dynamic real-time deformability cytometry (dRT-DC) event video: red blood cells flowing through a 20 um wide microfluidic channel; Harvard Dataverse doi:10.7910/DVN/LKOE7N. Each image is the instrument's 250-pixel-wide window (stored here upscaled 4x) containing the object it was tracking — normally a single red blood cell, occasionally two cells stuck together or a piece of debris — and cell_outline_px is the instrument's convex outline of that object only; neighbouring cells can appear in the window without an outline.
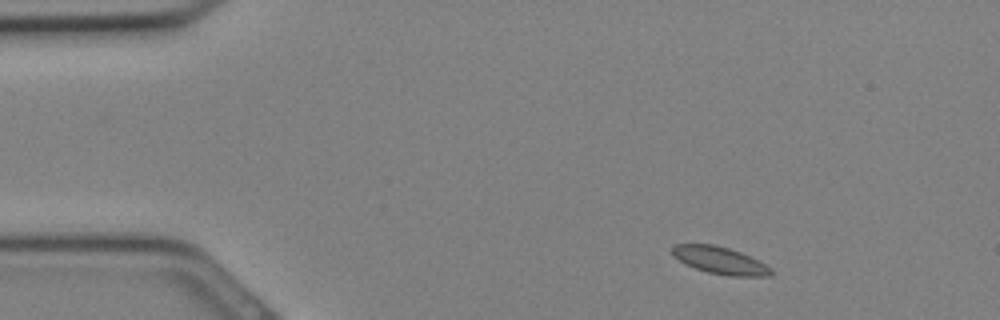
{"species": "Egyptian fruit bat (a non-hibernating species)", "species_latin": "Rousettus aegyptiacus", "temperature_condition": "cold", "stored_images_in_passage": 13, "camera_frame_rate_fps": 3000, "um_per_image_px": 0.085, "animal": {"sex": "female"}, "frame": {"image": 1, "passage_image": 2, "time_ms": 0.333, "image_size_px": [1000, 320], "cell_outline_px": [[772, 276], [728, 276], [708, 272], [696, 268], [680, 260], [672, 252], [672, 244], [712, 244], [728, 248], [740, 252], [772, 268]], "centroid_in_image_um": [61.22, 22.13], "position_along_channel_um": 23.8, "area_um2": 15.32}}
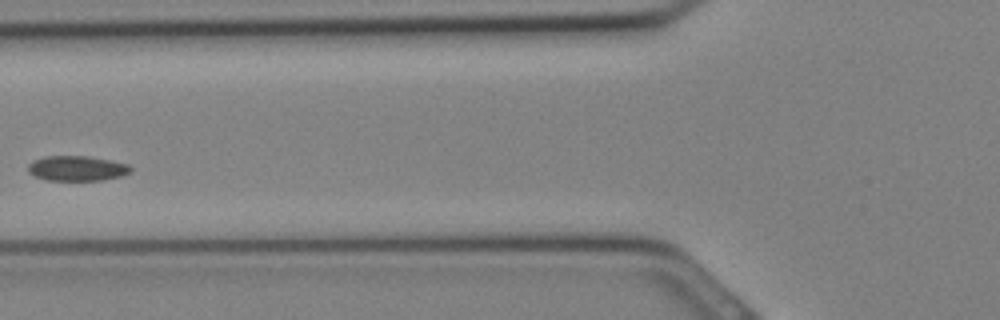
{"frame": {"image": 2, "passage_image": 10, "time_ms": 3.0, "image_size_px": [1000, 320], "cell_outline_px": [[132, 172], [120, 176], [100, 180], [48, 180], [36, 176], [28, 172], [28, 164], [32, 160], [44, 156], [88, 156], [112, 160], [128, 164], [132, 168]], "centroid_in_image_um": [6.55, 14.29], "position_along_channel_um": 119.3, "area_um2": 15.03}}
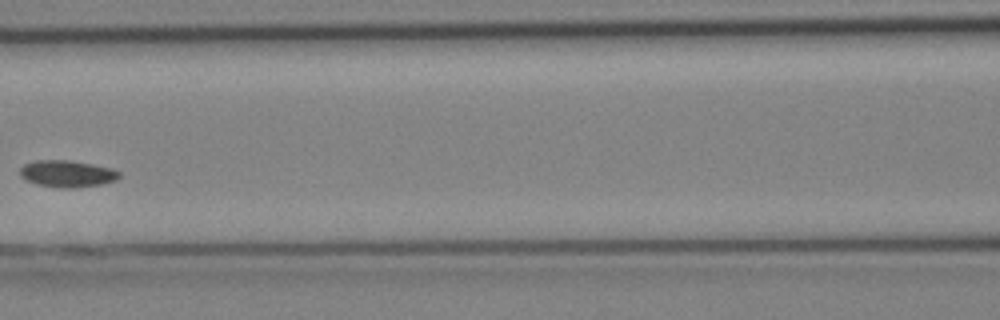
{"frame": {"image": 3, "passage_image": 12, "time_ms": 3.667, "image_size_px": [1000, 320], "cell_outline_px": [[120, 176], [116, 180], [100, 184], [76, 188], [64, 188], [36, 184], [24, 180], [20, 176], [20, 168], [24, 164], [36, 160], [68, 160], [92, 164], [112, 168], [120, 172]], "centroid_in_image_um": [5.69, 14.76], "position_along_channel_um": 160.9, "area_um2": 15.55}}